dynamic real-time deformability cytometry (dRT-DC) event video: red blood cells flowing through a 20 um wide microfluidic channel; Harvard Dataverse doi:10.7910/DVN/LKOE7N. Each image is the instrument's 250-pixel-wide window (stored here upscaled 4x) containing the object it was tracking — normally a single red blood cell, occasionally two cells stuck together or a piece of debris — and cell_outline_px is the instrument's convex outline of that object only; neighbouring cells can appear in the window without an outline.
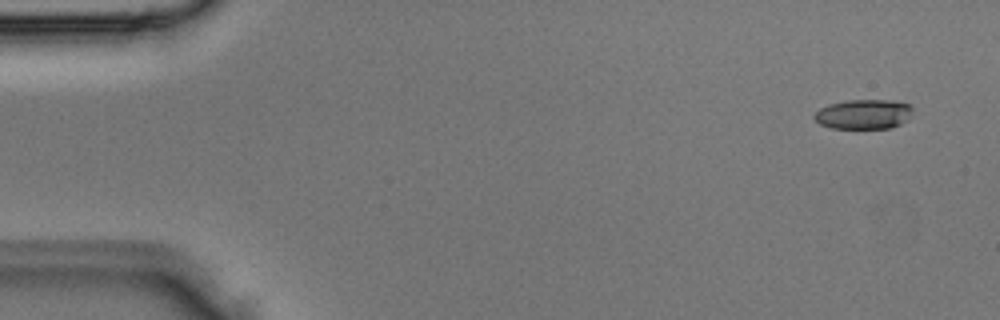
{"species": "Egyptian fruit bat (a non-hibernating species)", "species_latin": "Rousettus aegyptiacus", "temperature_condition": "room temperature", "stored_images_in_passage": 3, "camera_frame_rate_fps": 3000, "um_per_image_px": 0.085, "animal": {"sex": "male"}, "frame": {"image": 1, "passage_image": 1, "time_ms": 0.0, "image_size_px": [1000, 320], "cell_outline_px": [[912, 112], [900, 124], [892, 128], [832, 128], [820, 124], [812, 116], [820, 108], [828, 104], [848, 100], [892, 100], [908, 104], [912, 108]], "centroid_in_image_um": [73.37, 9.7], "position_along_channel_um": 11.6, "area_um2": 16.88}}